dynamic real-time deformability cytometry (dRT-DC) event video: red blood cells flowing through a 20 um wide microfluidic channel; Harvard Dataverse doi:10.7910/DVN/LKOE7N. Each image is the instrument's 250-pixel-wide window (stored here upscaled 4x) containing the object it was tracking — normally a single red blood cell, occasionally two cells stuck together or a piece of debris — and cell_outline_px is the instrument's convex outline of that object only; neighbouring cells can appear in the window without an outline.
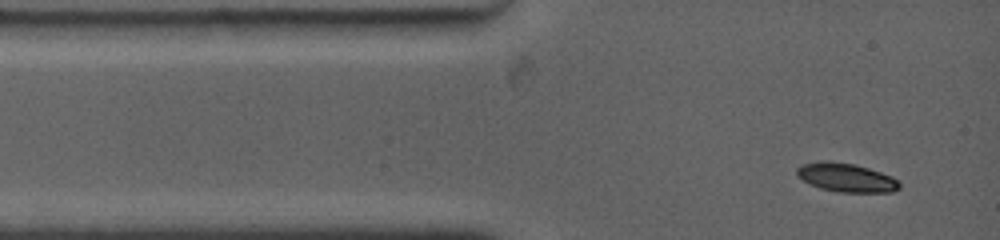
{"species": "common noctule bat (a hibernating species)", "species_latin": "Nyctalus noctula", "temperature_condition": "warm", "stored_images_in_passage": 3, "camera_frame_rate_fps": 4500, "um_per_image_px": 0.085, "animal": {"sex": "female", "body_mass_g": 19.0, "forearm_length_mm": 53.3}, "frame": {"image": 1, "passage_image": 1, "time_ms": 0.0, "image_size_px": [1000, 240], "cell_outline_px": [[900, 188], [892, 192], [836, 192], [820, 188], [808, 184], [796, 176], [796, 168], [800, 164], [824, 160], [828, 160], [856, 164], [892, 176], [900, 184]], "centroid_in_image_um": [71.87, 15.08], "position_along_channel_um": 13.1, "area_um2": 17.46}}
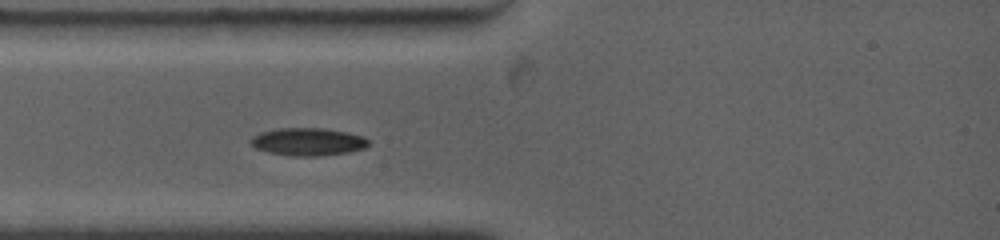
{"frame": {"image": 2, "passage_image": 3, "time_ms": 2.0, "image_size_px": [1000, 240], "cell_outline_px": [[368, 144], [364, 148], [348, 152], [316, 156], [292, 156], [268, 152], [256, 148], [252, 144], [252, 136], [260, 132], [280, 128], [324, 128], [348, 132], [364, 136], [368, 140]], "centroid_in_image_um": [26.19, 12.04], "position_along_channel_um": 58.8, "area_um2": 18.9}}